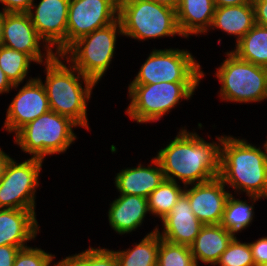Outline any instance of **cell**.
Returning <instances> with one entry per match:
<instances>
[{
  "label": "cell",
  "instance_id": "6da1fadb",
  "mask_svg": "<svg viewBox=\"0 0 267 266\" xmlns=\"http://www.w3.org/2000/svg\"><path fill=\"white\" fill-rule=\"evenodd\" d=\"M217 142H207L196 132H188L185 127L169 144L158 151V160L165 179L185 186L204 183L217 178L220 174V145L222 136Z\"/></svg>",
  "mask_w": 267,
  "mask_h": 266
},
{
  "label": "cell",
  "instance_id": "7a4b0ae2",
  "mask_svg": "<svg viewBox=\"0 0 267 266\" xmlns=\"http://www.w3.org/2000/svg\"><path fill=\"white\" fill-rule=\"evenodd\" d=\"M245 139L222 136L220 174L223 183L247 196L267 199V153Z\"/></svg>",
  "mask_w": 267,
  "mask_h": 266
},
{
  "label": "cell",
  "instance_id": "3957f363",
  "mask_svg": "<svg viewBox=\"0 0 267 266\" xmlns=\"http://www.w3.org/2000/svg\"><path fill=\"white\" fill-rule=\"evenodd\" d=\"M63 59L62 55H55L44 64L46 79L42 84L47 93L50 110L69 117L78 126L90 130L87 101L90 100L96 83L72 65H64ZM81 82H84V88Z\"/></svg>",
  "mask_w": 267,
  "mask_h": 266
},
{
  "label": "cell",
  "instance_id": "277c9868",
  "mask_svg": "<svg viewBox=\"0 0 267 266\" xmlns=\"http://www.w3.org/2000/svg\"><path fill=\"white\" fill-rule=\"evenodd\" d=\"M77 126L69 117L50 110L19 129L14 143L31 157L44 160L47 155L67 151L77 139L72 130Z\"/></svg>",
  "mask_w": 267,
  "mask_h": 266
},
{
  "label": "cell",
  "instance_id": "5b68a950",
  "mask_svg": "<svg viewBox=\"0 0 267 266\" xmlns=\"http://www.w3.org/2000/svg\"><path fill=\"white\" fill-rule=\"evenodd\" d=\"M199 82H161L129 84L131 99L126 113L137 123L156 122L175 108L180 100H189Z\"/></svg>",
  "mask_w": 267,
  "mask_h": 266
},
{
  "label": "cell",
  "instance_id": "8992f818",
  "mask_svg": "<svg viewBox=\"0 0 267 266\" xmlns=\"http://www.w3.org/2000/svg\"><path fill=\"white\" fill-rule=\"evenodd\" d=\"M123 36L136 40L181 36L176 10L152 0H119Z\"/></svg>",
  "mask_w": 267,
  "mask_h": 266
},
{
  "label": "cell",
  "instance_id": "52a82bcc",
  "mask_svg": "<svg viewBox=\"0 0 267 266\" xmlns=\"http://www.w3.org/2000/svg\"><path fill=\"white\" fill-rule=\"evenodd\" d=\"M117 35H123L119 18L110 25L79 38L61 55L66 58V63H70L97 84L112 61Z\"/></svg>",
  "mask_w": 267,
  "mask_h": 266
},
{
  "label": "cell",
  "instance_id": "ba28073f",
  "mask_svg": "<svg viewBox=\"0 0 267 266\" xmlns=\"http://www.w3.org/2000/svg\"><path fill=\"white\" fill-rule=\"evenodd\" d=\"M226 55L215 74L222 84L220 98L239 103L266 100L267 68L242 60L231 51Z\"/></svg>",
  "mask_w": 267,
  "mask_h": 266
},
{
  "label": "cell",
  "instance_id": "9c48e42d",
  "mask_svg": "<svg viewBox=\"0 0 267 266\" xmlns=\"http://www.w3.org/2000/svg\"><path fill=\"white\" fill-rule=\"evenodd\" d=\"M192 54L180 49H153L130 84L201 82L204 72Z\"/></svg>",
  "mask_w": 267,
  "mask_h": 266
},
{
  "label": "cell",
  "instance_id": "30bf717a",
  "mask_svg": "<svg viewBox=\"0 0 267 266\" xmlns=\"http://www.w3.org/2000/svg\"><path fill=\"white\" fill-rule=\"evenodd\" d=\"M43 159L31 157L21 163L10 158L0 182V209H26L35 212V192Z\"/></svg>",
  "mask_w": 267,
  "mask_h": 266
},
{
  "label": "cell",
  "instance_id": "8fae6325",
  "mask_svg": "<svg viewBox=\"0 0 267 266\" xmlns=\"http://www.w3.org/2000/svg\"><path fill=\"white\" fill-rule=\"evenodd\" d=\"M119 0H70L67 48L79 38L118 19Z\"/></svg>",
  "mask_w": 267,
  "mask_h": 266
},
{
  "label": "cell",
  "instance_id": "7c38bea8",
  "mask_svg": "<svg viewBox=\"0 0 267 266\" xmlns=\"http://www.w3.org/2000/svg\"><path fill=\"white\" fill-rule=\"evenodd\" d=\"M70 0H41L27 12L39 36L56 55L67 49V21ZM54 47H56L54 49Z\"/></svg>",
  "mask_w": 267,
  "mask_h": 266
},
{
  "label": "cell",
  "instance_id": "4fadbf2b",
  "mask_svg": "<svg viewBox=\"0 0 267 266\" xmlns=\"http://www.w3.org/2000/svg\"><path fill=\"white\" fill-rule=\"evenodd\" d=\"M40 41L46 49L43 54L40 49ZM1 45L28 54L37 64H45L56 55L39 36L28 13L5 14Z\"/></svg>",
  "mask_w": 267,
  "mask_h": 266
},
{
  "label": "cell",
  "instance_id": "5bb4252c",
  "mask_svg": "<svg viewBox=\"0 0 267 266\" xmlns=\"http://www.w3.org/2000/svg\"><path fill=\"white\" fill-rule=\"evenodd\" d=\"M50 111L49 101L41 78L28 79L7 108L4 127L16 133L27 123Z\"/></svg>",
  "mask_w": 267,
  "mask_h": 266
},
{
  "label": "cell",
  "instance_id": "9a60e30c",
  "mask_svg": "<svg viewBox=\"0 0 267 266\" xmlns=\"http://www.w3.org/2000/svg\"><path fill=\"white\" fill-rule=\"evenodd\" d=\"M184 193L188 196L190 207L196 218L204 225L220 224L229 192L225 184L217 177L204 183L191 185Z\"/></svg>",
  "mask_w": 267,
  "mask_h": 266
},
{
  "label": "cell",
  "instance_id": "2e32d148",
  "mask_svg": "<svg viewBox=\"0 0 267 266\" xmlns=\"http://www.w3.org/2000/svg\"><path fill=\"white\" fill-rule=\"evenodd\" d=\"M161 222L163 223V232L160 233L158 227L156 230L161 238L187 246L194 242L204 225L193 214L188 196L184 192L178 198L171 212L161 219Z\"/></svg>",
  "mask_w": 267,
  "mask_h": 266
},
{
  "label": "cell",
  "instance_id": "e0dca14e",
  "mask_svg": "<svg viewBox=\"0 0 267 266\" xmlns=\"http://www.w3.org/2000/svg\"><path fill=\"white\" fill-rule=\"evenodd\" d=\"M36 213L26 209H0V246L27 247L39 233Z\"/></svg>",
  "mask_w": 267,
  "mask_h": 266
},
{
  "label": "cell",
  "instance_id": "ac0fdd59",
  "mask_svg": "<svg viewBox=\"0 0 267 266\" xmlns=\"http://www.w3.org/2000/svg\"><path fill=\"white\" fill-rule=\"evenodd\" d=\"M151 163L147 167L138 164V167L122 169L117 173L114 183L120 194L148 198L165 179L158 160L154 157Z\"/></svg>",
  "mask_w": 267,
  "mask_h": 266
},
{
  "label": "cell",
  "instance_id": "d6986e66",
  "mask_svg": "<svg viewBox=\"0 0 267 266\" xmlns=\"http://www.w3.org/2000/svg\"><path fill=\"white\" fill-rule=\"evenodd\" d=\"M149 212L148 199L138 195L120 194L108 210L111 228L118 234H128L140 227Z\"/></svg>",
  "mask_w": 267,
  "mask_h": 266
},
{
  "label": "cell",
  "instance_id": "ffe728a7",
  "mask_svg": "<svg viewBox=\"0 0 267 266\" xmlns=\"http://www.w3.org/2000/svg\"><path fill=\"white\" fill-rule=\"evenodd\" d=\"M215 8L214 0H179L176 19L181 37L206 34L210 30Z\"/></svg>",
  "mask_w": 267,
  "mask_h": 266
},
{
  "label": "cell",
  "instance_id": "44dd1931",
  "mask_svg": "<svg viewBox=\"0 0 267 266\" xmlns=\"http://www.w3.org/2000/svg\"><path fill=\"white\" fill-rule=\"evenodd\" d=\"M234 237L220 224L203 225L194 242L190 245L194 261L216 265Z\"/></svg>",
  "mask_w": 267,
  "mask_h": 266
},
{
  "label": "cell",
  "instance_id": "7402d4cb",
  "mask_svg": "<svg viewBox=\"0 0 267 266\" xmlns=\"http://www.w3.org/2000/svg\"><path fill=\"white\" fill-rule=\"evenodd\" d=\"M255 10L253 3L237 6L216 7L210 29H220L236 37V43L254 27Z\"/></svg>",
  "mask_w": 267,
  "mask_h": 266
},
{
  "label": "cell",
  "instance_id": "603a6c76",
  "mask_svg": "<svg viewBox=\"0 0 267 266\" xmlns=\"http://www.w3.org/2000/svg\"><path fill=\"white\" fill-rule=\"evenodd\" d=\"M156 230L147 233L134 248L114 251L119 266H157L160 235Z\"/></svg>",
  "mask_w": 267,
  "mask_h": 266
},
{
  "label": "cell",
  "instance_id": "cb8c5ba5",
  "mask_svg": "<svg viewBox=\"0 0 267 266\" xmlns=\"http://www.w3.org/2000/svg\"><path fill=\"white\" fill-rule=\"evenodd\" d=\"M235 46L237 57L267 68V27L255 24Z\"/></svg>",
  "mask_w": 267,
  "mask_h": 266
},
{
  "label": "cell",
  "instance_id": "d4e9b609",
  "mask_svg": "<svg viewBox=\"0 0 267 266\" xmlns=\"http://www.w3.org/2000/svg\"><path fill=\"white\" fill-rule=\"evenodd\" d=\"M248 197L253 201L252 205L246 200L235 199L232 193L229 194L224 207L223 217L220 225L234 236L237 232H241L252 223L254 216V203L261 199L259 196Z\"/></svg>",
  "mask_w": 267,
  "mask_h": 266
},
{
  "label": "cell",
  "instance_id": "484cf974",
  "mask_svg": "<svg viewBox=\"0 0 267 266\" xmlns=\"http://www.w3.org/2000/svg\"><path fill=\"white\" fill-rule=\"evenodd\" d=\"M178 182L164 179V181L148 196L149 213L163 219L169 214L178 198L184 192Z\"/></svg>",
  "mask_w": 267,
  "mask_h": 266
},
{
  "label": "cell",
  "instance_id": "4316f807",
  "mask_svg": "<svg viewBox=\"0 0 267 266\" xmlns=\"http://www.w3.org/2000/svg\"><path fill=\"white\" fill-rule=\"evenodd\" d=\"M31 62L28 54L0 45V67L13 85L23 83Z\"/></svg>",
  "mask_w": 267,
  "mask_h": 266
},
{
  "label": "cell",
  "instance_id": "83f0119b",
  "mask_svg": "<svg viewBox=\"0 0 267 266\" xmlns=\"http://www.w3.org/2000/svg\"><path fill=\"white\" fill-rule=\"evenodd\" d=\"M194 262L190 246L175 244L160 237L157 266H191Z\"/></svg>",
  "mask_w": 267,
  "mask_h": 266
},
{
  "label": "cell",
  "instance_id": "f1b7e54d",
  "mask_svg": "<svg viewBox=\"0 0 267 266\" xmlns=\"http://www.w3.org/2000/svg\"><path fill=\"white\" fill-rule=\"evenodd\" d=\"M70 266H119L114 250L89 247L63 258Z\"/></svg>",
  "mask_w": 267,
  "mask_h": 266
},
{
  "label": "cell",
  "instance_id": "f546056e",
  "mask_svg": "<svg viewBox=\"0 0 267 266\" xmlns=\"http://www.w3.org/2000/svg\"><path fill=\"white\" fill-rule=\"evenodd\" d=\"M216 265L255 266L249 243H242L235 236L220 256Z\"/></svg>",
  "mask_w": 267,
  "mask_h": 266
},
{
  "label": "cell",
  "instance_id": "4dcf8cb0",
  "mask_svg": "<svg viewBox=\"0 0 267 266\" xmlns=\"http://www.w3.org/2000/svg\"><path fill=\"white\" fill-rule=\"evenodd\" d=\"M55 256L40 248L24 247L16 254L13 266H51Z\"/></svg>",
  "mask_w": 267,
  "mask_h": 266
},
{
  "label": "cell",
  "instance_id": "1f68e13d",
  "mask_svg": "<svg viewBox=\"0 0 267 266\" xmlns=\"http://www.w3.org/2000/svg\"><path fill=\"white\" fill-rule=\"evenodd\" d=\"M253 260L255 266H263L267 264V237L259 238L254 242H250Z\"/></svg>",
  "mask_w": 267,
  "mask_h": 266
},
{
  "label": "cell",
  "instance_id": "d6a6232c",
  "mask_svg": "<svg viewBox=\"0 0 267 266\" xmlns=\"http://www.w3.org/2000/svg\"><path fill=\"white\" fill-rule=\"evenodd\" d=\"M34 0H0L2 3L3 11L6 13H27Z\"/></svg>",
  "mask_w": 267,
  "mask_h": 266
},
{
  "label": "cell",
  "instance_id": "836d02e7",
  "mask_svg": "<svg viewBox=\"0 0 267 266\" xmlns=\"http://www.w3.org/2000/svg\"><path fill=\"white\" fill-rule=\"evenodd\" d=\"M20 250L17 246H0V266H13L16 254Z\"/></svg>",
  "mask_w": 267,
  "mask_h": 266
},
{
  "label": "cell",
  "instance_id": "e575fe53",
  "mask_svg": "<svg viewBox=\"0 0 267 266\" xmlns=\"http://www.w3.org/2000/svg\"><path fill=\"white\" fill-rule=\"evenodd\" d=\"M255 10V22L267 27V2H252Z\"/></svg>",
  "mask_w": 267,
  "mask_h": 266
},
{
  "label": "cell",
  "instance_id": "d590c367",
  "mask_svg": "<svg viewBox=\"0 0 267 266\" xmlns=\"http://www.w3.org/2000/svg\"><path fill=\"white\" fill-rule=\"evenodd\" d=\"M19 84L13 85L0 67V94L9 93L11 89L18 88Z\"/></svg>",
  "mask_w": 267,
  "mask_h": 266
},
{
  "label": "cell",
  "instance_id": "8d00e7d4",
  "mask_svg": "<svg viewBox=\"0 0 267 266\" xmlns=\"http://www.w3.org/2000/svg\"><path fill=\"white\" fill-rule=\"evenodd\" d=\"M251 2L252 0H214L215 7L237 6Z\"/></svg>",
  "mask_w": 267,
  "mask_h": 266
},
{
  "label": "cell",
  "instance_id": "74e56055",
  "mask_svg": "<svg viewBox=\"0 0 267 266\" xmlns=\"http://www.w3.org/2000/svg\"><path fill=\"white\" fill-rule=\"evenodd\" d=\"M11 157L9 155H7L4 151L1 150L0 148V182L3 178V174H4V171H5V167L8 163V160L10 159Z\"/></svg>",
  "mask_w": 267,
  "mask_h": 266
},
{
  "label": "cell",
  "instance_id": "f35d334b",
  "mask_svg": "<svg viewBox=\"0 0 267 266\" xmlns=\"http://www.w3.org/2000/svg\"><path fill=\"white\" fill-rule=\"evenodd\" d=\"M153 2H156L160 5H164L167 7H170L172 9H177L178 4H179V0H152Z\"/></svg>",
  "mask_w": 267,
  "mask_h": 266
},
{
  "label": "cell",
  "instance_id": "ab89813d",
  "mask_svg": "<svg viewBox=\"0 0 267 266\" xmlns=\"http://www.w3.org/2000/svg\"><path fill=\"white\" fill-rule=\"evenodd\" d=\"M5 14L6 12H4L3 10L0 11V45L2 42V25H3L4 18H5Z\"/></svg>",
  "mask_w": 267,
  "mask_h": 266
},
{
  "label": "cell",
  "instance_id": "60d3db41",
  "mask_svg": "<svg viewBox=\"0 0 267 266\" xmlns=\"http://www.w3.org/2000/svg\"><path fill=\"white\" fill-rule=\"evenodd\" d=\"M53 266H70L64 259L60 260L56 264L54 263Z\"/></svg>",
  "mask_w": 267,
  "mask_h": 266
},
{
  "label": "cell",
  "instance_id": "b9f144b4",
  "mask_svg": "<svg viewBox=\"0 0 267 266\" xmlns=\"http://www.w3.org/2000/svg\"><path fill=\"white\" fill-rule=\"evenodd\" d=\"M252 2H267V0H252Z\"/></svg>",
  "mask_w": 267,
  "mask_h": 266
},
{
  "label": "cell",
  "instance_id": "7bdbcfd3",
  "mask_svg": "<svg viewBox=\"0 0 267 266\" xmlns=\"http://www.w3.org/2000/svg\"><path fill=\"white\" fill-rule=\"evenodd\" d=\"M265 146V149H266V153H267V140L265 141L264 145Z\"/></svg>",
  "mask_w": 267,
  "mask_h": 266
},
{
  "label": "cell",
  "instance_id": "ee69618b",
  "mask_svg": "<svg viewBox=\"0 0 267 266\" xmlns=\"http://www.w3.org/2000/svg\"><path fill=\"white\" fill-rule=\"evenodd\" d=\"M191 266H198V263L194 262Z\"/></svg>",
  "mask_w": 267,
  "mask_h": 266
}]
</instances>
